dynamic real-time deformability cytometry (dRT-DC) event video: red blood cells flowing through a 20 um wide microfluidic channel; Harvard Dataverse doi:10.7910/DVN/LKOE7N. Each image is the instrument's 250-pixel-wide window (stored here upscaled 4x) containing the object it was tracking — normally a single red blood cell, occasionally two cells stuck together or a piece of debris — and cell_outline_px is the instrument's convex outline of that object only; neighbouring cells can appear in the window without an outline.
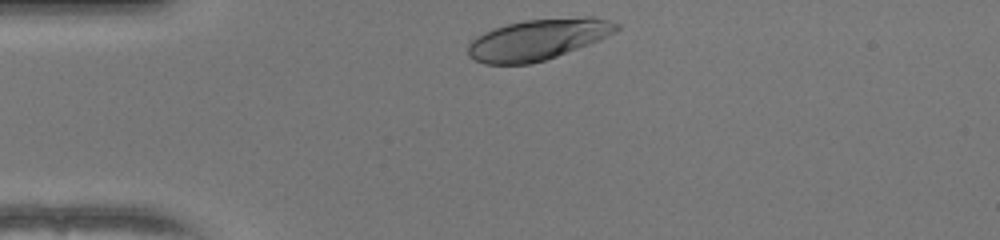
{"species": "human", "species_latin": "Homo sapiens", "temperature_condition": "warm", "stored_images_in_passage": 30, "camera_frame_rate_fps": 3000, "um_per_image_px": 0.085, "donor": {"sex": "female"}, "frame": {"image": 1, "passage_image": 1, "time_ms": 0.0, "image_size_px": [1000, 240], "cell_outline_px": [[620, 28], [616, 32], [588, 44], [556, 56], [544, 60], [528, 64], [484, 64], [468, 56], [468, 44], [476, 36], [484, 32], [508, 24], [524, 20], [584, 16], [592, 16], [608, 20], [620, 24]], "centroid_in_image_um": [45.73, 3.34], "position_along_channel_um": 39.3, "area_um2": 35.2}}
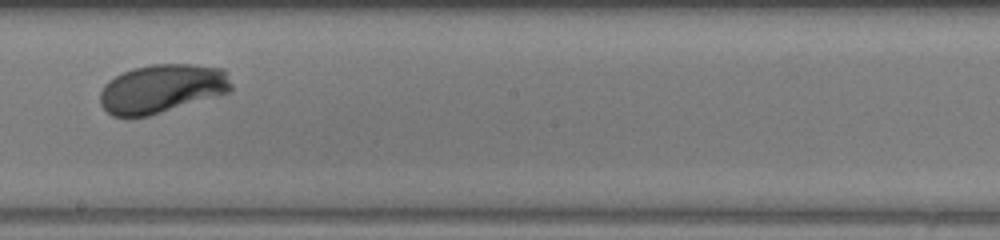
{"frame": {"image": 2, "passage_image": 18, "time_ms": 5.667, "image_size_px": [1000, 240], "cell_outline_px": [[232, 92], [148, 116], [112, 116], [100, 104], [100, 92], [104, 84], [108, 80], [132, 68], [152, 64], [196, 64], [224, 68], [232, 84]], "centroid_in_image_um": [13.79, 7.52], "position_along_channel_um": 234.4, "area_um2": 37.45}}
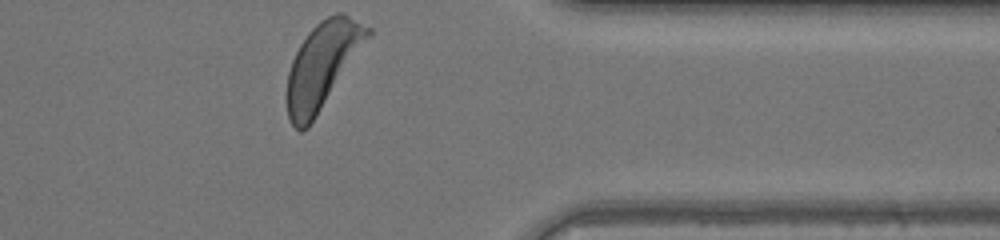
{"frame": {"image": 3, "passage_image": 30, "time_ms": 9.667, "image_size_px": [1000, 240], "cell_outline_px": [[372, 36], [308, 128], [300, 132], [292, 124], [288, 116], [288, 72], [292, 60], [300, 44], [308, 32], [320, 20], [336, 12], [344, 12], [372, 28]], "centroid_in_image_um": [27.46, 5.5], "position_along_channel_um": 383.9, "area_um2": 40.34}, "authors_computed_cell_mechanics": {"area_um2": 36.9342, "velocity_mm_per_s": 4.0652, "shape_relaxation_time_tau1_ms": 1.9856, "shape_relaxation_time_tau2_ms": null, "deformation_change_tau1": 0.1642, "deformation_change_tau2": null}}